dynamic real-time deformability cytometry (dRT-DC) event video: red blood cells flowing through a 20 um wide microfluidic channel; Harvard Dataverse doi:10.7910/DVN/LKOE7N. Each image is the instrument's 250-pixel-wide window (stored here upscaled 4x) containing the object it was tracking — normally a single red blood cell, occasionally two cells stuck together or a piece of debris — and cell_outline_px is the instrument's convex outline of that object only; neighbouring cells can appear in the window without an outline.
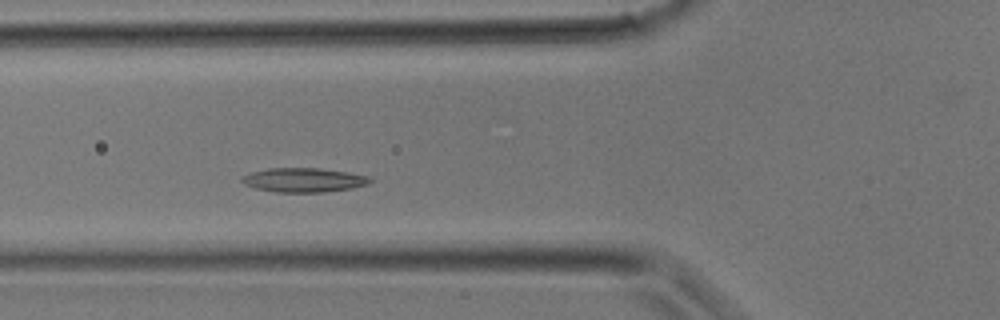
{"species": "common noctule bat (a hibernating species)", "species_latin": "Nyctalus noctula", "temperature_condition": "room temperature", "stored_images_in_passage": 8, "camera_frame_rate_fps": 3000, "um_per_image_px": 0.085, "animal": {"sex": "male", "body_mass_g": 17.9}, "frame": {"image": 1, "passage_image": 8, "time_ms": 2.333, "image_size_px": [1000, 320], "cell_outline_px": [[372, 180], [368, 184], [352, 188], [324, 192], [276, 192], [256, 188], [244, 184], [240, 180], [244, 176], [252, 172], [268, 168], [320, 168], [348, 172], [368, 176]], "centroid_in_image_um": [25.83, 15.3], "position_along_channel_um": 100.0, "area_um2": 17.98}}